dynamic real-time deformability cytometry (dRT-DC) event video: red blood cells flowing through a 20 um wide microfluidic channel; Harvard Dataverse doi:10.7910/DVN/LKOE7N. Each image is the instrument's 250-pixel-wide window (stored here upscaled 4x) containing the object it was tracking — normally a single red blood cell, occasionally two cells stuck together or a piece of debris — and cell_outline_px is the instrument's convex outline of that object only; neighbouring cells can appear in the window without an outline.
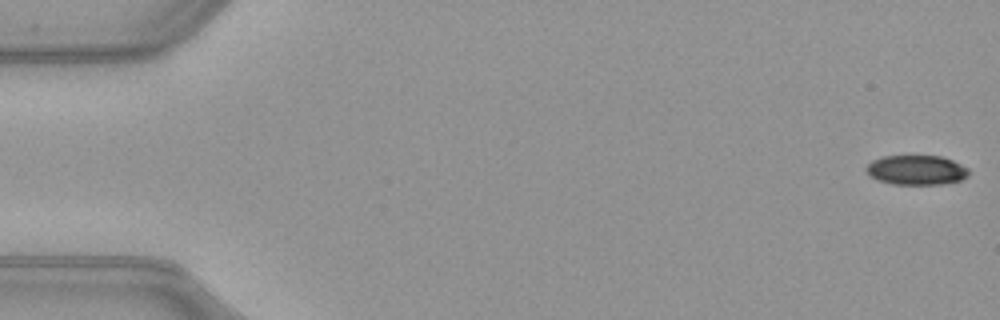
{"species": "common noctule bat (a hibernating species)", "species_latin": "Nyctalus noctula", "temperature_condition": "warm", "stored_images_in_passage": 51, "camera_frame_rate_fps": 3000, "um_per_image_px": 0.085, "animal": {"sex": "female", "body_mass_g": 21.9}, "frame": {"image": 1, "passage_image": 1, "time_ms": 0.0, "image_size_px": [1000, 320], "cell_outline_px": [[968, 176], [960, 180], [944, 184], [892, 184], [880, 180], [872, 176], [864, 168], [872, 160], [884, 156], [940, 156], [952, 160], [968, 168]], "centroid_in_image_um": [77.91, 14.45], "position_along_channel_um": 7.1, "area_um2": 17.51}}
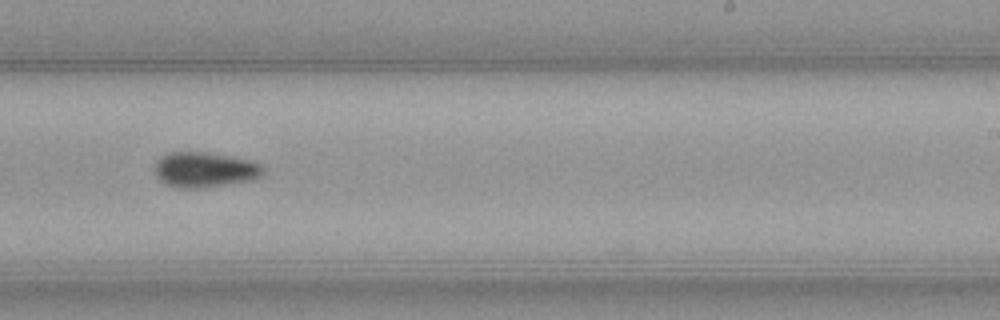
{"frame": {"image": 2, "passage_image": 32, "time_ms": 10.333, "image_size_px": [1000, 320], "cell_outline_px": [[264, 172], [260, 176], [252, 180], [204, 188], [172, 188], [164, 184], [156, 176], [152, 168], [156, 160], [160, 156], [168, 152], [208, 152], [232, 156], [248, 160], [260, 164], [264, 168]], "centroid_in_image_um": [17.33, 14.43], "position_along_channel_um": 271.7, "area_um2": 22.77}}
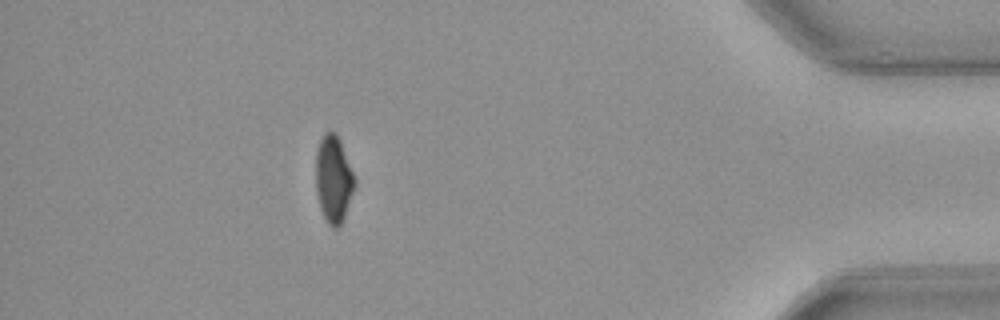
{"frame": {"image": 3, "passage_image": 46, "time_ms": 15.0, "image_size_px": [1000, 320], "cell_outline_px": [[356, 184], [344, 220], [336, 228], [332, 228], [328, 224], [320, 208], [316, 192], [316, 152], [320, 140], [324, 132], [336, 132], [340, 140], [356, 180]], "centroid_in_image_um": [28.35, 15.24], "position_along_channel_um": 406.8, "area_um2": 19.83}, "authors_computed_cell_mechanics": {"area_um2": 20.9236, "velocity_mm_per_s": 4.0311, "shape_relaxation_time_tau1_ms": 5.1373, "shape_relaxation_time_tau2_ms": null, "deformation_change_tau1": 0.1381, "deformation_change_tau2": null}}